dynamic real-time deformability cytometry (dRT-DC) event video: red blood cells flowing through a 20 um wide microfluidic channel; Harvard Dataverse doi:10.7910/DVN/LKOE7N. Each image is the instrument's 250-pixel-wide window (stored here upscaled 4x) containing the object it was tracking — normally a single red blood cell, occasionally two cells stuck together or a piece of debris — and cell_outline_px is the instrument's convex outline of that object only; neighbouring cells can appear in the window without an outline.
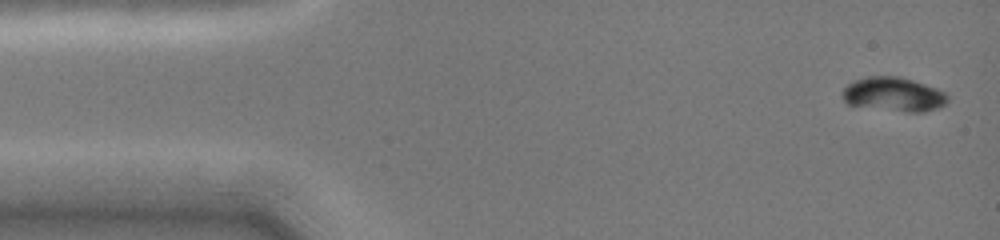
{"species": "common noctule bat (a hibernating species)", "species_latin": "Nyctalus noctula", "temperature_condition": "cold", "stored_images_in_passage": 18, "camera_frame_rate_fps": 3000, "um_per_image_px": 0.085, "animal": {"sex": "female", "body_mass_g": 19.0, "forearm_length_mm": 51.5}, "frame": {"image": 1, "passage_image": 1, "time_ms": 0.0, "image_size_px": [1000, 240], "cell_outline_px": [[948, 104], [924, 112], [908, 112], [848, 104], [844, 100], [840, 92], [852, 80], [868, 76], [900, 76], [936, 88], [944, 92], [948, 96]], "centroid_in_image_um": [75.95, 8.01], "position_along_channel_um": 9.0, "area_um2": 20.92}}
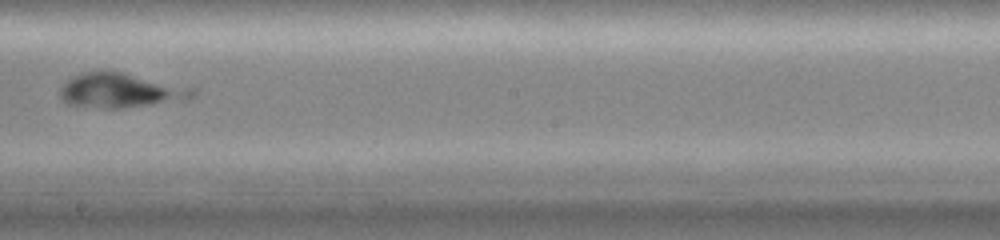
{"frame": {"image": 2, "passage_image": 9, "time_ms": 8.333, "image_size_px": [1000, 240], "cell_outline_px": [[196, 96], [188, 100], [124, 108], [108, 108], [68, 104], [60, 96], [60, 88], [72, 76], [88, 72], [124, 72], [196, 88]], "centroid_in_image_um": [10.34, 7.7], "position_along_channel_um": 237.9, "area_um2": 26.65}}
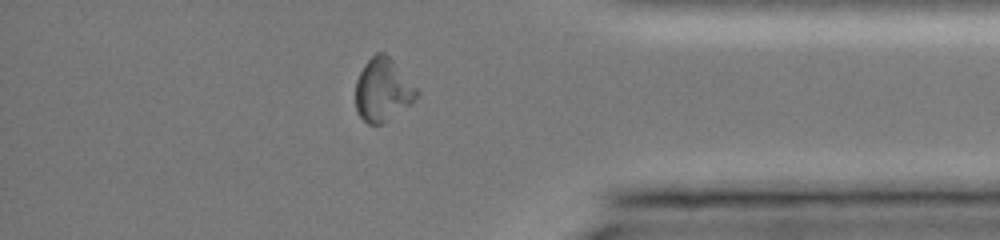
{"frame": {"image": 3, "passage_image": 16, "time_ms": 12.667, "image_size_px": [1000, 240], "cell_outline_px": [[420, 96], [380, 124], [368, 124], [356, 112], [356, 80], [364, 64], [376, 52], [384, 52], [388, 56], [420, 92]], "centroid_in_image_um": [32.51, 7.63], "position_along_channel_um": 402.7, "area_um2": 21.91}}